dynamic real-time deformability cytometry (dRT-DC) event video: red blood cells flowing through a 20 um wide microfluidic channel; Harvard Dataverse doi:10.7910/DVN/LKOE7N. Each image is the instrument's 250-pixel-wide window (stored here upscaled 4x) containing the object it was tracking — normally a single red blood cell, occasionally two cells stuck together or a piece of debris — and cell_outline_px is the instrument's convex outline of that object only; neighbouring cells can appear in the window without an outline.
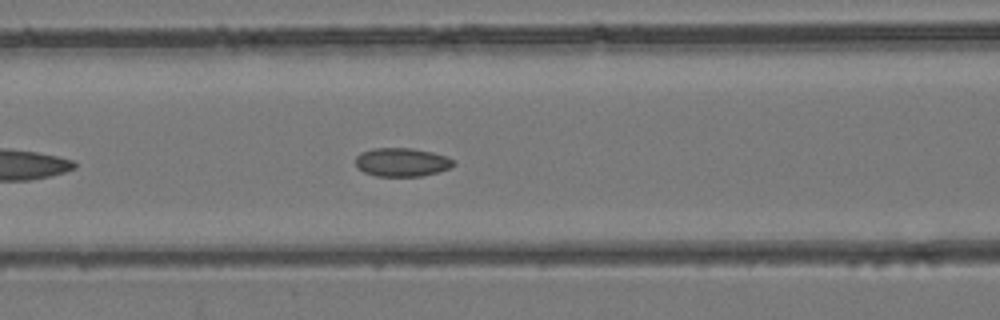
{"species": "common noctule bat (a hibernating species)", "species_latin": "Nyctalus noctula", "temperature_condition": "room temperature", "stored_images_in_passage": 34, "camera_frame_rate_fps": 3000, "um_per_image_px": 0.085, "animal": {"sex": "female", "body_mass_g": 24.6, "forearm_length_mm": 56.2}, "frame": {"image": 1, "passage_image": 8, "time_ms": 2.333, "image_size_px": [1000, 320], "cell_outline_px": [[456, 164], [448, 168], [436, 172], [420, 176], [376, 176], [364, 172], [356, 164], [356, 156], [360, 152], [372, 148], [412, 148], [432, 152], [444, 156], [452, 160]], "centroid_in_image_um": [34.12, 13.78], "position_along_channel_um": 132.5, "area_um2": 16.13}}
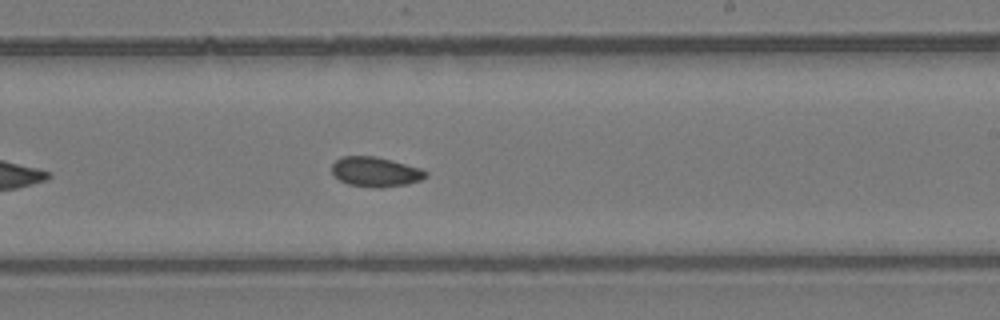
{"frame": {"image": 2, "passage_image": 16, "time_ms": 5.0, "image_size_px": [1000, 320], "cell_outline_px": [[428, 176], [420, 180], [408, 184], [380, 188], [376, 188], [348, 184], [340, 180], [332, 172], [332, 164], [336, 160], [344, 156], [376, 156], [392, 160], [420, 168], [428, 172]], "centroid_in_image_um": [31.94, 14.61], "position_along_channel_um": 257.1, "area_um2": 16.3}}
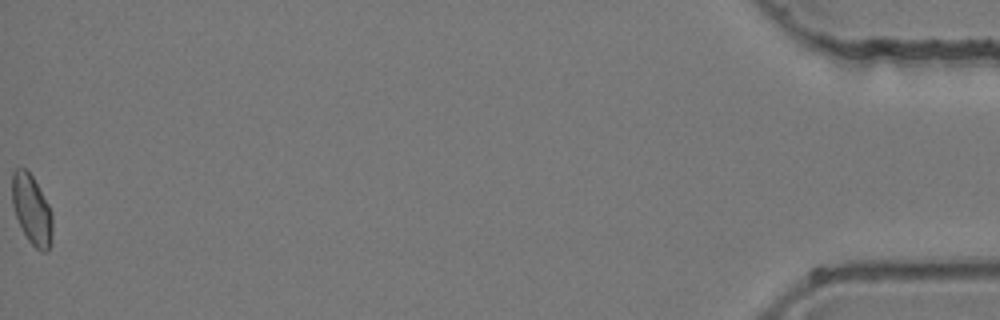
{"frame": {"image": 3, "passage_image": 34, "time_ms": 11.0, "image_size_px": [1000, 320], "cell_outline_px": [[52, 232], [48, 252], [40, 252], [28, 240], [16, 216], [12, 204], [12, 172], [16, 168], [24, 168], [32, 176], [48, 204], [52, 212]], "centroid_in_image_um": [2.7, 17.83], "position_along_channel_um": 432.5, "area_um2": 16.18}}